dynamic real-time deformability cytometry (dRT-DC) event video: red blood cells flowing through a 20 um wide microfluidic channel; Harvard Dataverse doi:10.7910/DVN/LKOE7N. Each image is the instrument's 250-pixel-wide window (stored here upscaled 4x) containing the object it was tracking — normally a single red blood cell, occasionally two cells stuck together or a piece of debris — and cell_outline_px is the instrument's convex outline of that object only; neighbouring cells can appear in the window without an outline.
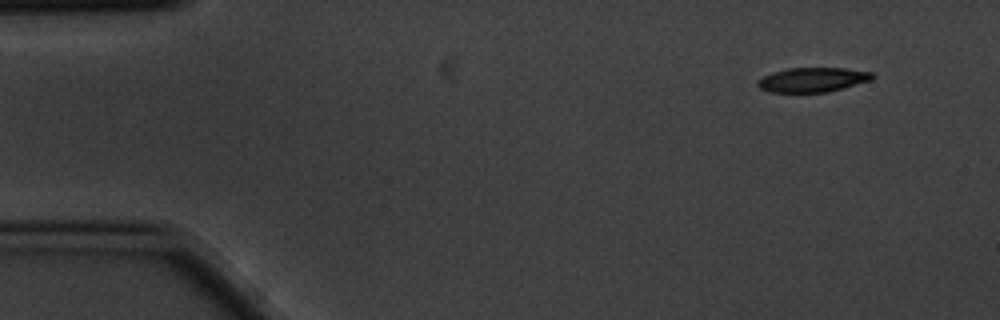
{"species": "common noctule bat (a hibernating species)", "species_latin": "Nyctalus noctula", "temperature_condition": "cold", "stored_images_in_passage": 3, "camera_frame_rate_fps": 3000, "um_per_image_px": 0.085, "animal": {"sex": "male", "body_mass_g": 20.1, "forearm_length_mm": 53.5}, "frame": {"image": 1, "passage_image": 1, "time_ms": 0.0, "image_size_px": [1000, 320], "cell_outline_px": [[876, 76], [872, 80], [828, 92], [768, 92], [760, 88], [756, 84], [756, 80], [772, 72], [788, 68], [844, 68], [872, 72]], "centroid_in_image_um": [69.07, 6.78], "position_along_channel_um": 15.9, "area_um2": 16.47}}
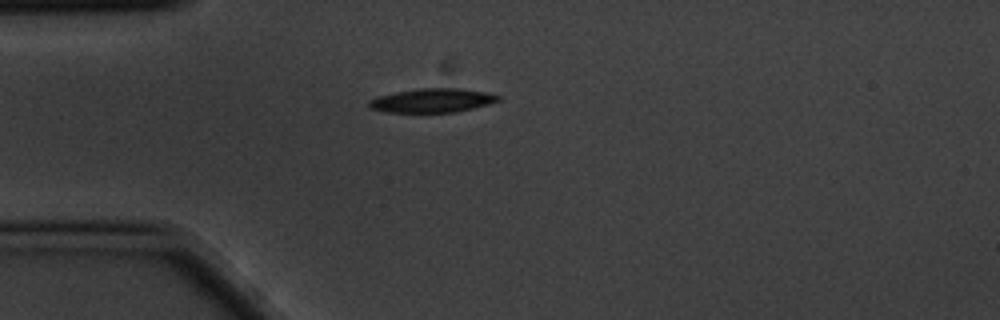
{"frame": {"image": 2, "passage_image": 3, "time_ms": 0.667, "image_size_px": [1000, 320], "cell_outline_px": [[504, 96], [500, 100], [488, 104], [456, 112], [384, 112], [368, 108], [368, 100], [380, 96], [396, 92], [420, 88], [460, 88], [488, 92]], "centroid_in_image_um": [36.77, 8.53], "position_along_channel_um": 48.2, "area_um2": 18.15}}